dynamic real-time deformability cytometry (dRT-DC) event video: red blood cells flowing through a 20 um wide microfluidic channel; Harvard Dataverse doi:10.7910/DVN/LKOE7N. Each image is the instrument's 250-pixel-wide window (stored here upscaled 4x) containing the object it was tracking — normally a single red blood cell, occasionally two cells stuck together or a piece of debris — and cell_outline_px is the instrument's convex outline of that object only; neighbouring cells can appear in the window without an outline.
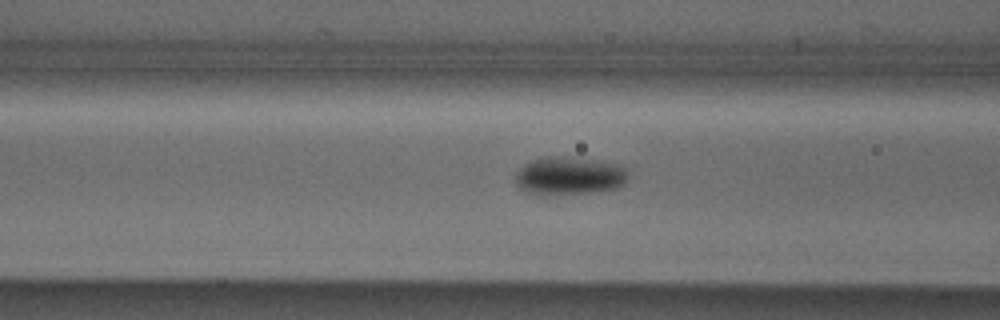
{"species": "Egyptian fruit bat (a non-hibernating species)", "species_latin": "Rousettus aegyptiacus", "temperature_condition": "cold", "stored_images_in_passage": 31, "camera_frame_rate_fps": 3000, "um_per_image_px": 0.085, "animal": {"sex": "male"}, "frame": {"image": 1, "passage_image": 6, "time_ms": 1.667, "image_size_px": [1000, 320], "cell_outline_px": [[632, 168], [624, 184], [616, 188], [592, 192], [548, 196], [540, 196], [524, 192], [516, 184], [512, 176], [524, 164], [532, 160], [544, 156], [556, 156], [592, 160], [620, 164]], "centroid_in_image_um": [48.37, 14.96], "position_along_channel_um": 118.2, "area_um2": 25.78}}
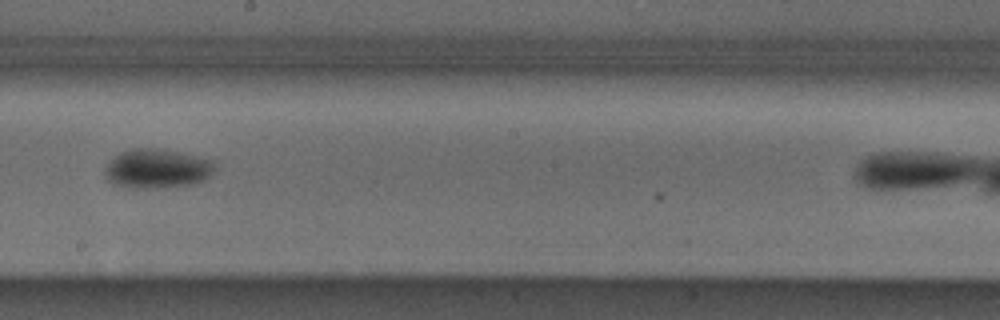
{"frame": {"image": 2, "passage_image": 15, "time_ms": 4.667, "image_size_px": [1000, 320], "cell_outline_px": [[216, 168], [208, 180], [192, 184], [164, 188], [128, 188], [112, 184], [108, 180], [104, 172], [104, 168], [108, 160], [120, 152], [132, 148], [156, 148], [180, 152], [216, 160]], "centroid_in_image_um": [13.38, 14.34], "position_along_channel_um": 234.8, "area_um2": 25.95}}
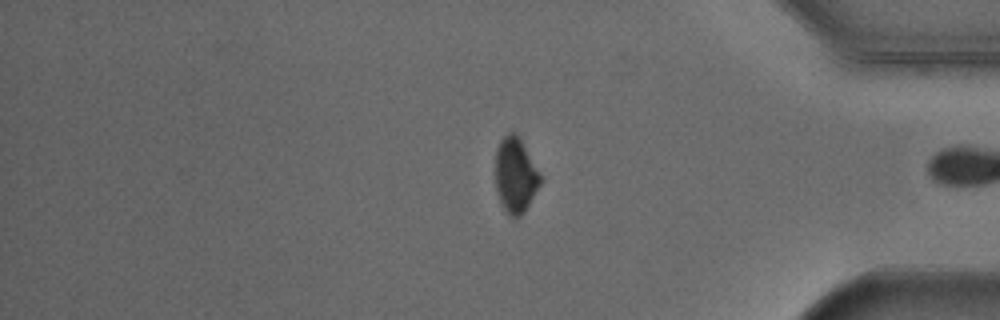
{"frame": {"image": 3, "passage_image": 29, "time_ms": 9.333, "image_size_px": [1000, 320], "cell_outline_px": [[540, 184], [524, 212], [520, 216], [512, 216], [504, 208], [500, 200], [496, 188], [496, 148], [500, 140], [508, 132], [516, 132], [540, 176]], "centroid_in_image_um": [43.78, 14.87], "position_along_channel_um": 391.4, "area_um2": 18.96}}